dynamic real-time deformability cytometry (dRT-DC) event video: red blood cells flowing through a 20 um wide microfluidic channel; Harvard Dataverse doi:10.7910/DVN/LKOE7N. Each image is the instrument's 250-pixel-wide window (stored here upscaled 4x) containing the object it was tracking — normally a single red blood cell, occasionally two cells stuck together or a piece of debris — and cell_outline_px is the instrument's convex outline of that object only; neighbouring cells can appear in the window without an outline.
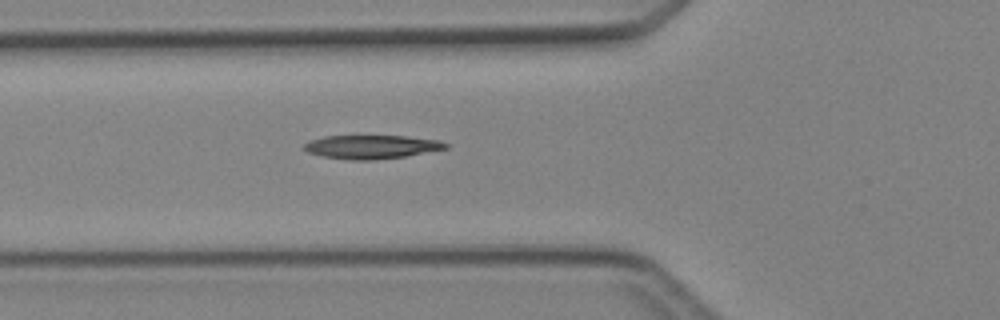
{"species": "Egyptian fruit bat (a non-hibernating species)", "species_latin": "Rousettus aegyptiacus", "temperature_condition": "cold", "stored_images_in_passage": 5, "camera_frame_rate_fps": 3000, "um_per_image_px": 0.085, "animal": {"sex": "female"}, "frame": {"image": 1, "passage_image": 5, "time_ms": 4.667, "image_size_px": [1000, 320], "cell_outline_px": [[448, 148], [404, 156], [372, 160], [352, 160], [324, 156], [308, 152], [300, 148], [308, 140], [324, 136], [404, 136], [436, 140], [448, 144]], "centroid_in_image_um": [31.5, 12.48], "position_along_channel_um": 94.3, "area_um2": 19.31}}